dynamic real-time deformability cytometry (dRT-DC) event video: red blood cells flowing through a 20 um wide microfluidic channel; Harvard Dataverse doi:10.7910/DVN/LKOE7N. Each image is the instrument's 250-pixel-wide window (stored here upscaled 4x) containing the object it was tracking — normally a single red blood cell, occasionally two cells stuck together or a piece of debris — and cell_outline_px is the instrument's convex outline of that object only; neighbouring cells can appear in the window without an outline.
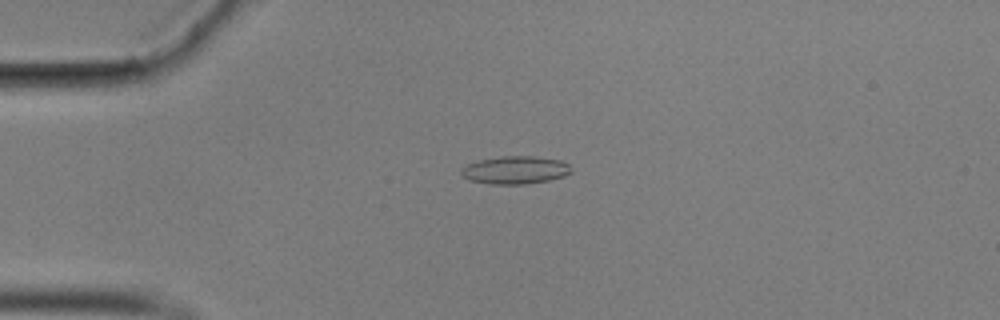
{"species": "common noctule bat (a hibernating species)", "species_latin": "Nyctalus noctula", "temperature_condition": "cold", "stored_images_in_passage": 57, "camera_frame_rate_fps": 3000, "um_per_image_px": 0.085, "animal": {"sex": "male", "body_mass_g": 17.9}, "frame": {"image": 1, "passage_image": 14, "time_ms": 4.333, "image_size_px": [1000, 320], "cell_outline_px": [[572, 172], [564, 176], [548, 180], [524, 184], [492, 184], [468, 180], [460, 172], [460, 168], [476, 160], [500, 156], [536, 156], [560, 160], [568, 164], [572, 168]], "centroid_in_image_um": [43.78, 14.44], "position_along_channel_um": 41.2, "area_um2": 17.98}}
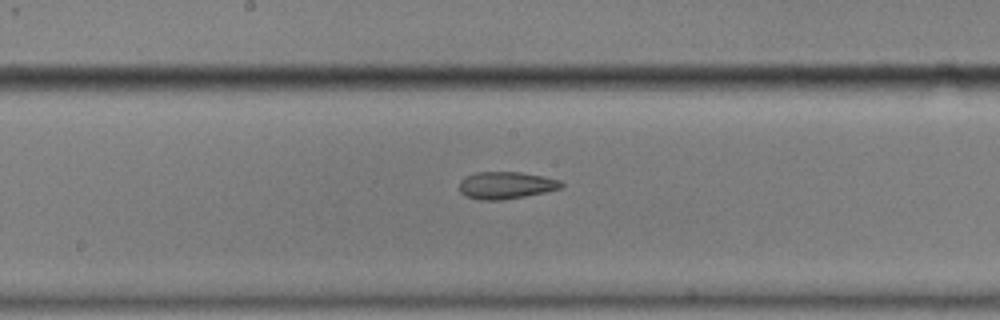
{"frame": {"image": 2, "passage_image": 30, "time_ms": 9.667, "image_size_px": [1000, 320], "cell_outline_px": [[564, 184], [560, 188], [544, 192], [504, 200], [480, 200], [468, 196], [460, 192], [460, 180], [464, 176], [476, 172], [520, 172], [544, 176], [560, 180]], "centroid_in_image_um": [42.99, 15.74], "position_along_channel_um": 205.2, "area_um2": 16.13}}
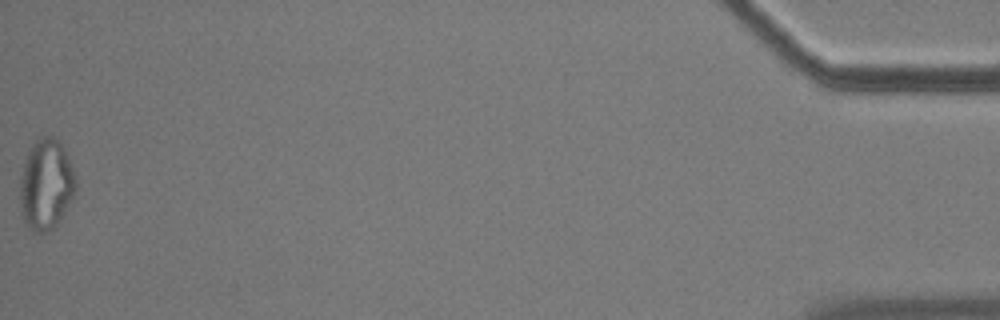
{"frame": {"image": 3, "passage_image": 57, "time_ms": 18.667, "image_size_px": [1000, 320], "cell_outline_px": [[76, 188], [60, 220], [48, 232], [32, 232], [24, 224], [20, 204], [20, 176], [24, 160], [36, 136], [52, 136], [60, 144], [72, 168], [76, 180]], "centroid_in_image_um": [3.86, 15.69], "position_along_channel_um": 431.3, "area_um2": 29.3}, "authors_computed_cell_mechanics": {"area_um2": 17.2822, "velocity_mm_per_s": 3.5571, "shape_relaxation_time_tau1_ms": null, "shape_relaxation_time_tau2_ms": 3.1048, "deformation_change_tau1": null, "deformation_change_tau2": 0.0917}}